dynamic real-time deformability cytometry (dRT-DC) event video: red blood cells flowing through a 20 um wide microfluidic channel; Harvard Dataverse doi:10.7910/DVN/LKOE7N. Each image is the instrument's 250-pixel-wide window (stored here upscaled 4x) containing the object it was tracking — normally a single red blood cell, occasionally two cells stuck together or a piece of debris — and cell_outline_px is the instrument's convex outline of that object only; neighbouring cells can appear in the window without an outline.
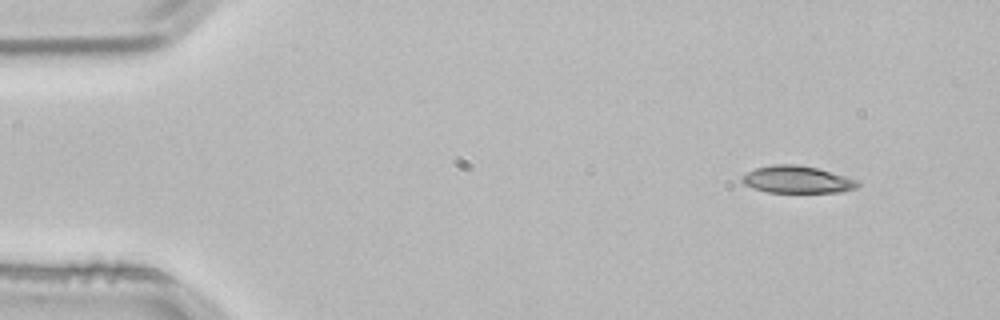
{"species": "common noctule bat (a hibernating species)", "species_latin": "Nyctalus noctula", "temperature_condition": "room temperature", "stored_images_in_passage": 3, "camera_frame_rate_fps": 3000, "um_per_image_px": 0.085, "animal": {"sex": "male", "body_mass_g": 21.5, "forearm_length_mm": 52.0}, "frame": {"image": 1, "passage_image": 1, "time_ms": 0.0, "image_size_px": [1000, 320], "cell_outline_px": [[860, 184], [856, 188], [840, 192], [768, 192], [744, 184], [740, 180], [740, 176], [756, 168], [772, 164], [796, 164], [816, 168], [844, 176], [856, 180]], "centroid_in_image_um": [67.72, 15.26], "position_along_channel_um": 17.3, "area_um2": 18.09}}
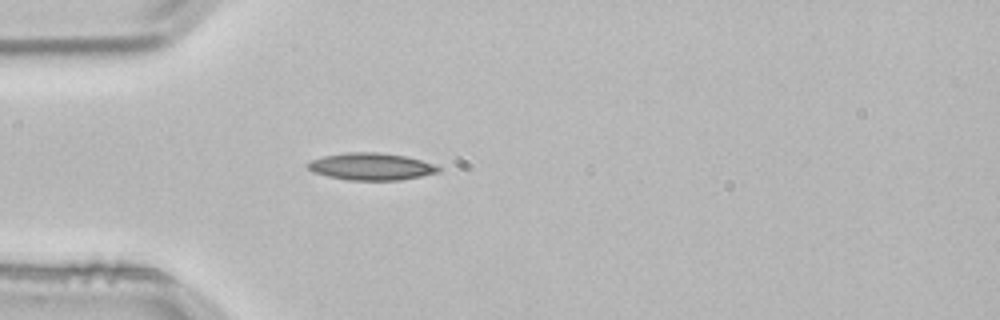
{"frame": {"image": 2, "passage_image": 3, "time_ms": 0.667, "image_size_px": [1000, 320], "cell_outline_px": [[444, 168], [440, 172], [400, 180], [348, 180], [328, 176], [312, 172], [304, 164], [308, 160], [324, 156], [344, 152], [380, 152], [404, 156], [436, 164]], "centroid_in_image_um": [31.53, 14.15], "position_along_channel_um": 53.5, "area_um2": 20.92}}